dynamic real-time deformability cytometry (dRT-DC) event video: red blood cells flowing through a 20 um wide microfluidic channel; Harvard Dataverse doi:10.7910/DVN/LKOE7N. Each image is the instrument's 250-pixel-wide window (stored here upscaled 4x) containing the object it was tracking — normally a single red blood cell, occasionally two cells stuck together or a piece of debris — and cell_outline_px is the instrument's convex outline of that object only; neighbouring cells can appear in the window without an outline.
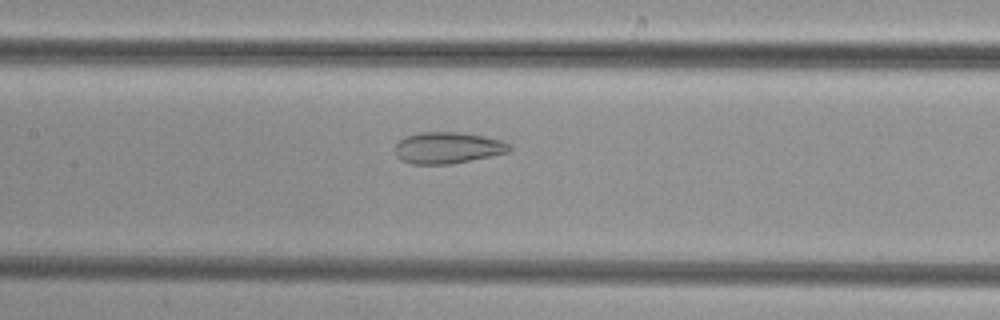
{"species": "common noctule bat (a hibernating species)", "species_latin": "Nyctalus noctula", "temperature_condition": "cold", "stored_images_in_passage": 52, "camera_frame_rate_fps": 3000, "um_per_image_px": 0.085, "animal": {"sex": "female", "body_mass_g": 29.2, "forearm_length_mm": 56.3}, "frame": {"image": 1, "passage_image": 24, "time_ms": 7.667, "image_size_px": [1000, 320], "cell_outline_px": [[512, 148], [508, 152], [448, 164], [412, 164], [400, 160], [396, 156], [396, 144], [404, 136], [420, 132], [460, 132], [484, 136], [500, 140], [508, 144]], "centroid_in_image_um": [38.0, 12.55], "position_along_channel_um": 169.4, "area_um2": 20.75}}
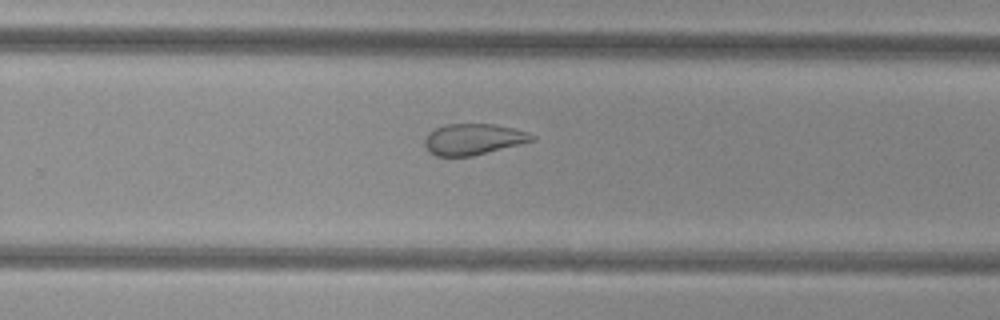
{"frame": {"image": 2, "passage_image": 33, "time_ms": 10.667, "image_size_px": [1000, 320], "cell_outline_px": [[536, 140], [472, 156], [436, 156], [428, 152], [424, 144], [424, 140], [428, 132], [444, 124], [492, 124], [512, 128], [528, 132], [536, 136]], "centroid_in_image_um": [40.21, 11.84], "position_along_channel_um": 289.6, "area_um2": 19.48}}
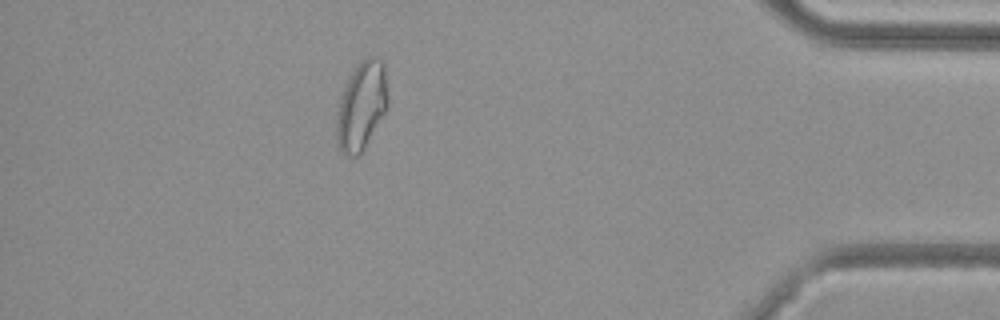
{"frame": {"image": 3, "passage_image": 45, "time_ms": 14.667, "image_size_px": [1000, 320], "cell_outline_px": [[388, 108], [364, 148], [356, 156], [344, 156], [340, 152], [336, 140], [336, 120], [340, 96], [352, 72], [360, 60], [372, 52], [384, 60], [388, 96]], "centroid_in_image_um": [30.75, 8.94], "position_along_channel_um": 404.5, "area_um2": 26.99}}